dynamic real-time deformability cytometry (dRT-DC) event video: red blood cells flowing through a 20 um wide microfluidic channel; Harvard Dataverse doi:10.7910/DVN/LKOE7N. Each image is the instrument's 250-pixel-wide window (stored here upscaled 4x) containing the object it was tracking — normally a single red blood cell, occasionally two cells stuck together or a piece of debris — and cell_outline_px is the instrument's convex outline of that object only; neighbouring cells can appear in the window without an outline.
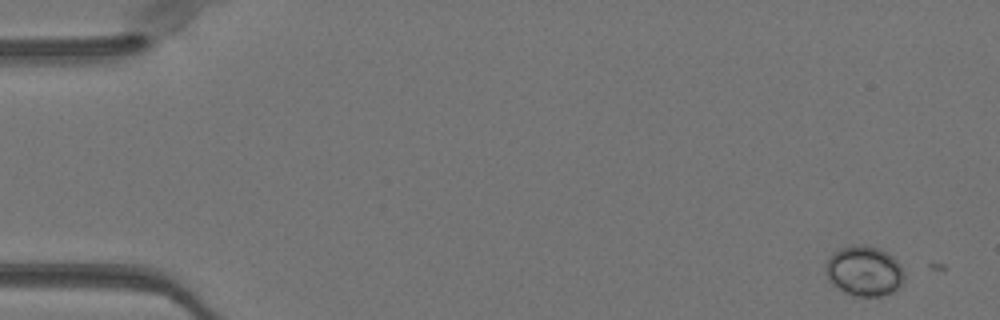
{"species": "Egyptian fruit bat (a non-hibernating species)", "species_latin": "Rousettus aegyptiacus", "temperature_condition": "warm", "stored_images_in_passage": 4, "camera_frame_rate_fps": 3000, "um_per_image_px": 0.085, "animal": {"sex": "female"}, "frame": {"image": 1, "passage_image": 3, "time_ms": 0.667, "image_size_px": [1000, 320], "cell_outline_px": [[904, 280], [892, 292], [880, 296], [856, 296], [844, 292], [824, 272], [824, 264], [840, 248], [860, 244], [880, 248], [888, 252], [900, 264], [904, 272]], "centroid_in_image_um": [73.48, 23.02], "position_along_channel_um": 11.5, "area_um2": 22.6}}